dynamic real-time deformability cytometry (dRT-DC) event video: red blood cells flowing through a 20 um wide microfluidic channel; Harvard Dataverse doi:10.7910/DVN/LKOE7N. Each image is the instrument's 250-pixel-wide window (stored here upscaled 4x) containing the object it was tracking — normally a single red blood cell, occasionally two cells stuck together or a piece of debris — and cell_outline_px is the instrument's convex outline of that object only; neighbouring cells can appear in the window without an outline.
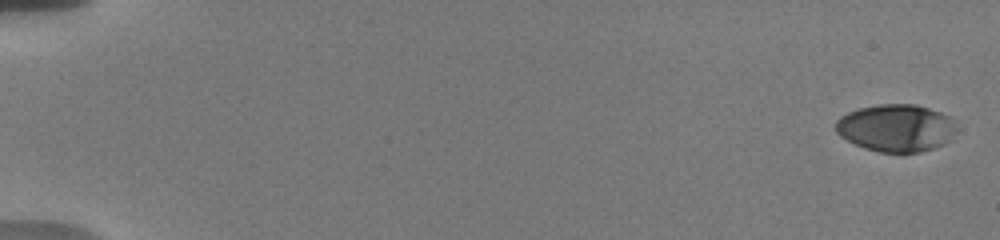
{"species": "human", "species_latin": "Homo sapiens", "temperature_condition": "warm", "stored_images_in_passage": 58, "camera_frame_rate_fps": 3000, "um_per_image_px": 0.085, "donor": {"sex": "male"}, "frame": {"image": 1, "passage_image": 1, "time_ms": 0.0, "image_size_px": [1000, 240], "cell_outline_px": [[956, 132], [952, 140], [944, 144], [920, 152], [880, 152], [864, 148], [840, 136], [836, 132], [836, 120], [840, 116], [848, 112], [860, 108], [880, 104], [916, 104], [940, 112], [956, 120]], "centroid_in_image_um": [76.21, 10.87], "position_along_channel_um": 8.8, "area_um2": 33.52}}
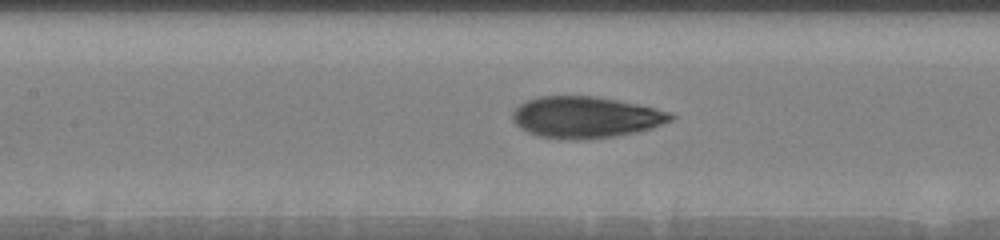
{"frame": {"image": 2, "passage_image": 33, "time_ms": 9.0, "image_size_px": [1000, 240], "cell_outline_px": [[676, 116], [672, 120], [652, 128], [636, 132], [612, 136], [536, 136], [520, 128], [512, 120], [512, 112], [524, 100], [540, 96], [596, 96], [656, 108], [672, 112]], "centroid_in_image_um": [49.79, 9.91], "position_along_channel_um": 157.6, "area_um2": 37.11}}
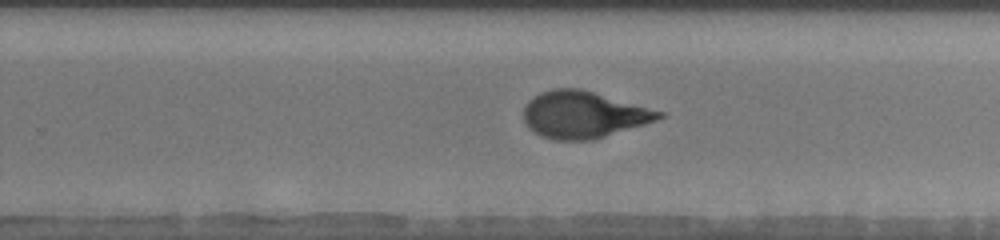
{"frame": {"image": 3, "passage_image": 47, "time_ms": 12.333, "image_size_px": [1000, 240], "cell_outline_px": [[664, 116], [656, 120], [644, 124], [592, 140], [556, 140], [540, 136], [528, 128], [524, 124], [524, 108], [528, 100], [540, 92], [552, 88], [580, 88], [664, 112]], "centroid_in_image_um": [49.54, 9.74], "position_along_channel_um": 280.3, "area_um2": 36.82}}